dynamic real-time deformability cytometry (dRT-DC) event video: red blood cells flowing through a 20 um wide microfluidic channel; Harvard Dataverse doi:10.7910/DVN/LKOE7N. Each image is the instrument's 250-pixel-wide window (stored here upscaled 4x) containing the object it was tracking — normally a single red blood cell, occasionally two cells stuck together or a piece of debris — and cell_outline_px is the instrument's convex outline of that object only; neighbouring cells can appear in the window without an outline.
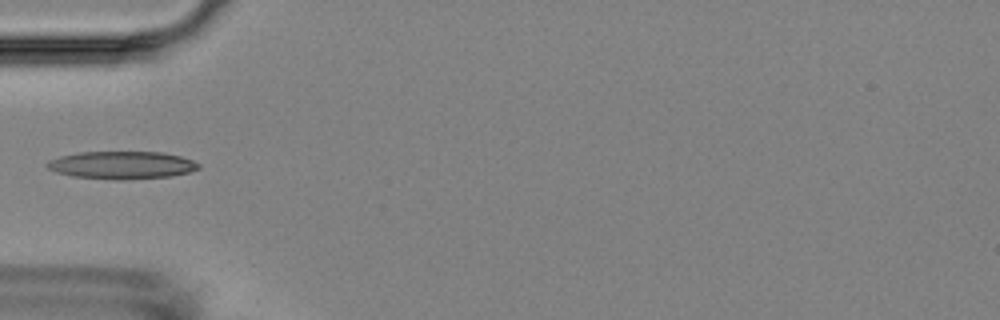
{"species": "Egyptian fruit bat (a non-hibernating species)", "species_latin": "Rousettus aegyptiacus", "temperature_condition": "room temperature", "stored_images_in_passage": 2, "camera_frame_rate_fps": 3000, "um_per_image_px": 0.085, "animal": {"sex": "female"}, "frame": {"image": 1, "passage_image": 2, "time_ms": 1.0, "image_size_px": [1000, 320], "cell_outline_px": [[200, 168], [188, 172], [172, 176], [120, 180], [116, 180], [72, 176], [56, 172], [48, 168], [44, 164], [48, 160], [60, 156], [80, 152], [164, 152], [180, 156], [192, 160], [200, 164]], "centroid_in_image_um": [10.34, 14.03], "position_along_channel_um": 74.7, "area_um2": 24.51}}